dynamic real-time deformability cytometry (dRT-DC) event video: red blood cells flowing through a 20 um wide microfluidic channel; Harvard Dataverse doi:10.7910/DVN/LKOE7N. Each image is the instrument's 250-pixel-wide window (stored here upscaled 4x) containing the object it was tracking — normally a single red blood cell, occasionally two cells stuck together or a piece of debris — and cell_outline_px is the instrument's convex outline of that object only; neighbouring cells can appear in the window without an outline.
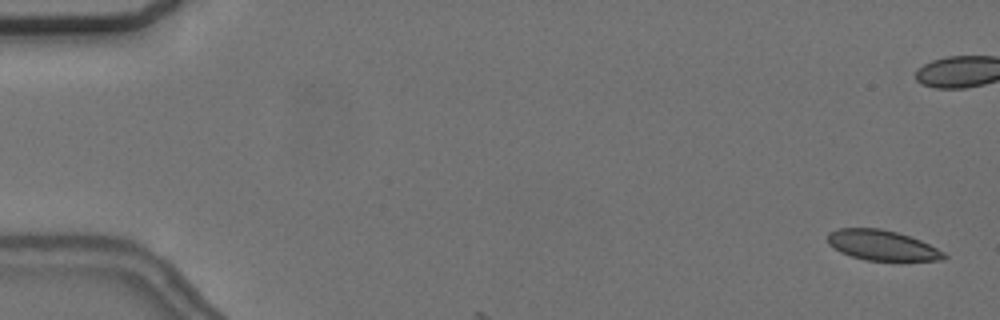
{"species": "common noctule bat (a hibernating species)", "species_latin": "Nyctalus noctula", "temperature_condition": "cold", "stored_images_in_passage": 4, "camera_frame_rate_fps": 3000, "um_per_image_px": 0.085, "animal": {"sex": "female", "body_mass_g": 24.6, "forearm_length_mm": 56.2}, "frame": {"image": 1, "passage_image": 2, "time_ms": 0.333, "image_size_px": [1000, 320], "cell_outline_px": [[948, 256], [944, 260], [864, 260], [840, 252], [828, 244], [828, 232], [840, 228], [880, 228], [896, 232], [920, 240], [944, 252]], "centroid_in_image_um": [74.95, 20.84], "position_along_channel_um": 10.0, "area_um2": 20.29}}